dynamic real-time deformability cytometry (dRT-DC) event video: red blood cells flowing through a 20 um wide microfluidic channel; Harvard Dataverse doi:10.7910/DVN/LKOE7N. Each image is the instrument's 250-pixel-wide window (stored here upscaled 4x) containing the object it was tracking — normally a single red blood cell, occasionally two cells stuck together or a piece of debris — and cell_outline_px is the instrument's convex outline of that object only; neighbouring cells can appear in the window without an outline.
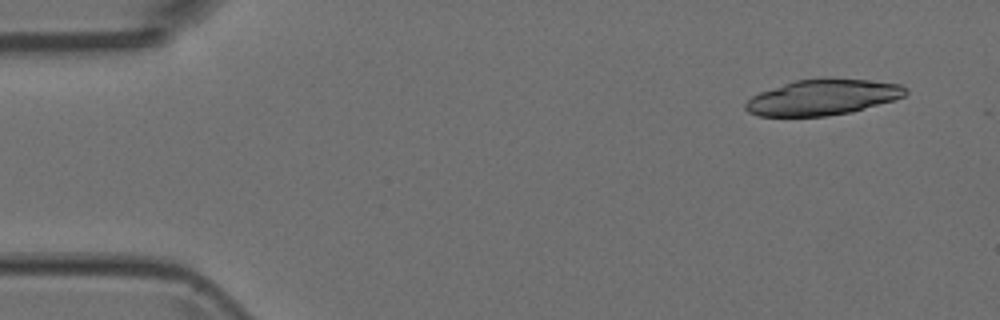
{"species": "Egyptian fruit bat (a non-hibernating species)", "species_latin": "Rousettus aegyptiacus", "temperature_condition": "room temperature", "stored_images_in_passage": 3, "camera_frame_rate_fps": 3000, "um_per_image_px": 0.085, "animal": {"sex": "female"}, "frame": {"image": 1, "passage_image": 1, "time_ms": 0.0, "image_size_px": [1000, 320], "cell_outline_px": [[908, 92], [904, 96], [892, 100], [852, 112], [828, 116], [760, 116], [748, 112], [744, 108], [744, 104], [752, 96], [760, 92], [796, 80], [824, 76], [832, 76], [868, 80], [900, 84], [908, 88]], "centroid_in_image_um": [69.94, 8.24], "position_along_channel_um": 15.1, "area_um2": 33.7}}